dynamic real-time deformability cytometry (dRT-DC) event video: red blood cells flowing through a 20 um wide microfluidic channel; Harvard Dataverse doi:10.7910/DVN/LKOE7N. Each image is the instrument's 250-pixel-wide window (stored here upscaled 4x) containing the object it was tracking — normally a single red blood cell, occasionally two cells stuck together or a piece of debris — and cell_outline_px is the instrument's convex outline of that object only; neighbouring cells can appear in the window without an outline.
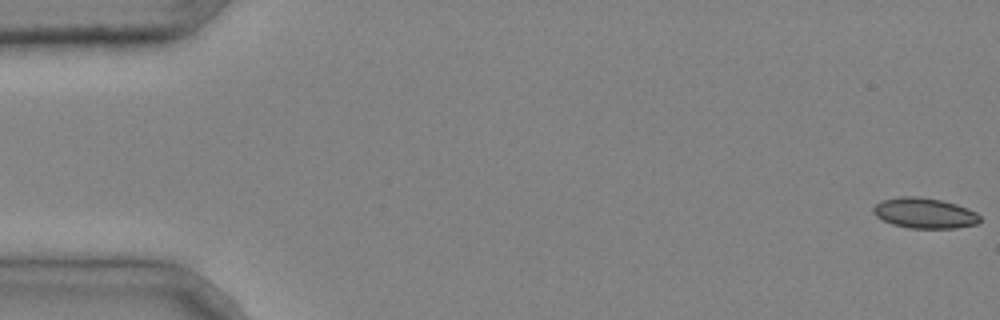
{"species": "common noctule bat (a hibernating species)", "species_latin": "Nyctalus noctula", "temperature_condition": "cold", "stored_images_in_passage": 4, "camera_frame_rate_fps": 3000, "um_per_image_px": 0.085, "animal": {"sex": "male", "body_mass_g": 20.4}, "frame": {"image": 1, "passage_image": 1, "time_ms": 0.0, "image_size_px": [1000, 320], "cell_outline_px": [[980, 220], [976, 224], [956, 228], [908, 228], [892, 224], [876, 216], [872, 212], [872, 208], [880, 200], [900, 196], [920, 196], [940, 200], [956, 204], [968, 208], [976, 212], [980, 216]], "centroid_in_image_um": [78.56, 18.1], "position_along_channel_um": 6.4, "area_um2": 19.02}}
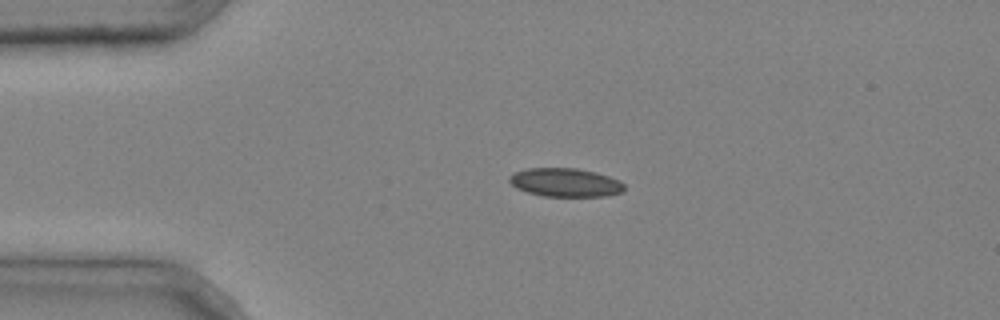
{"frame": {"image": 2, "passage_image": 3, "time_ms": 0.667, "image_size_px": [1000, 320], "cell_outline_px": [[624, 192], [604, 196], [544, 196], [528, 192], [516, 188], [508, 180], [508, 176], [516, 172], [528, 168], [576, 168], [596, 172], [620, 180], [624, 184]], "centroid_in_image_um": [48.07, 15.51], "position_along_channel_um": 36.9, "area_um2": 19.13}}